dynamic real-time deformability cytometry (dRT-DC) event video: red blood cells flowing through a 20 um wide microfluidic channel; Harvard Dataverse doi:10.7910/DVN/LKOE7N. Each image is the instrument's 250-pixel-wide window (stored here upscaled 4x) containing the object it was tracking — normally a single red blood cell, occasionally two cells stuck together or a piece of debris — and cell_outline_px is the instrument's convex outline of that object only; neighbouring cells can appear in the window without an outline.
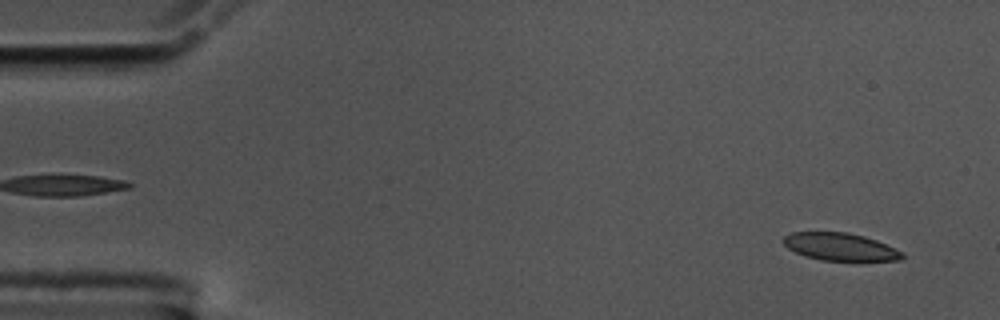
{"species": "common noctule bat (a hibernating species)", "species_latin": "Nyctalus noctula", "temperature_condition": "cold", "stored_images_in_passage": 56, "camera_frame_rate_fps": 3000, "um_per_image_px": 0.085, "animal": {"sex": "male", "body_mass_g": 17.5, "forearm_length_mm": 52.3}, "frame": {"image": 1, "passage_image": 3, "time_ms": 0.667, "image_size_px": [1000, 320], "cell_outline_px": [[904, 256], [900, 260], [820, 260], [804, 256], [788, 248], [784, 244], [784, 236], [792, 232], [848, 232], [864, 236], [876, 240], [904, 252]], "centroid_in_image_um": [71.41, 20.97], "position_along_channel_um": 13.6, "area_um2": 18.96}}
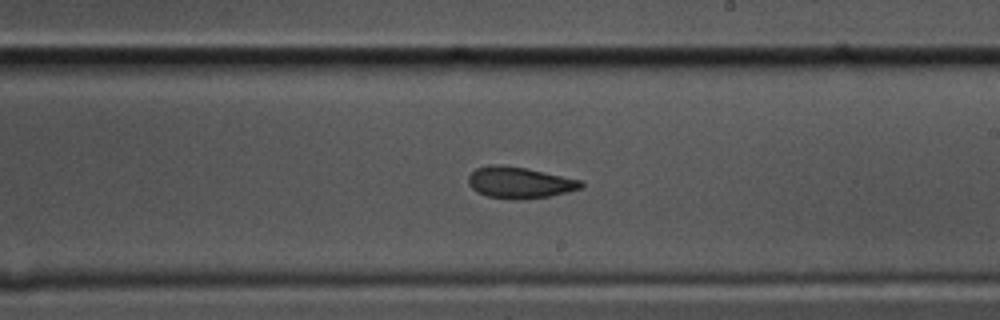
{"frame": {"image": 2, "passage_image": 32, "time_ms": 10.333, "image_size_px": [1000, 320], "cell_outline_px": [[584, 188], [548, 196], [520, 200], [516, 200], [488, 196], [476, 192], [468, 184], [468, 176], [476, 168], [492, 164], [524, 168], [544, 172], [580, 180], [584, 184]], "centroid_in_image_um": [44.14, 15.53], "position_along_channel_um": 244.9, "area_um2": 20.4}}
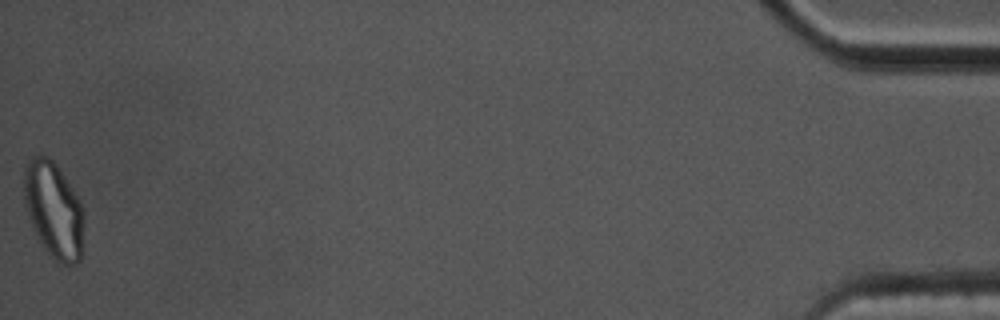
{"frame": {"image": 3, "passage_image": 56, "time_ms": 18.333, "image_size_px": [1000, 320], "cell_outline_px": [[84, 220], [80, 260], [76, 264], [56, 264], [44, 248], [24, 208], [24, 164], [28, 160], [36, 156], [48, 156], [56, 164], [80, 200], [84, 208]], "centroid_in_image_um": [4.56, 17.86], "position_along_channel_um": 430.6, "area_um2": 33.76}, "authors_computed_cell_mechanics": {"area_um2": 20.808, "velocity_mm_per_s": 3.5469, "shape_relaxation_time_tau1_ms": 8.2982, "shape_relaxation_time_tau2_ms": 2.2774, "deformation_change_tau1": 0.1555, "deformation_change_tau2": 0.0694}}